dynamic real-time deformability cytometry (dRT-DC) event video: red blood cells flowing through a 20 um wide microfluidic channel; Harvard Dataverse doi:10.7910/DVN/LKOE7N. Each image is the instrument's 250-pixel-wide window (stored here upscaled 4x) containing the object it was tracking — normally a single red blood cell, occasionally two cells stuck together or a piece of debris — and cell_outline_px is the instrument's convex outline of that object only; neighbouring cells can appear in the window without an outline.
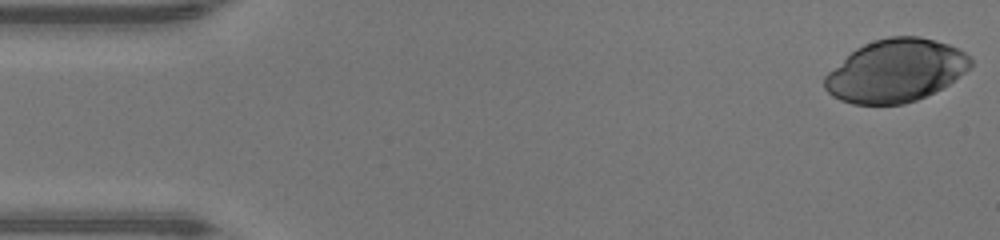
{"species": "human", "species_latin": "Homo sapiens", "temperature_condition": "warm", "stored_images_in_passage": 47, "camera_frame_rate_fps": 3000, "um_per_image_px": 0.085, "donor": {"sex": "male"}, "frame": {"image": 1, "passage_image": 1, "time_ms": 0.0, "image_size_px": [1000, 240], "cell_outline_px": [[972, 68], [948, 84], [916, 100], [904, 104], [852, 104], [840, 100], [832, 96], [824, 88], [824, 76], [828, 72], [856, 48], [864, 44], [888, 36], [920, 36], [948, 44], [964, 52], [972, 60]], "centroid_in_image_um": [76.13, 6.01], "position_along_channel_um": 8.9, "area_um2": 53.12}}
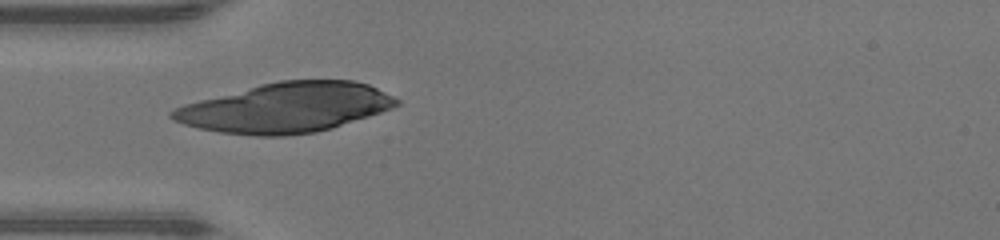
{"frame": {"image": 2, "passage_image": 14, "time_ms": 4.333, "image_size_px": [1000, 240], "cell_outline_px": [[400, 104], [392, 108], [332, 128], [316, 132], [284, 136], [256, 136], [220, 132], [200, 128], [184, 124], [172, 120], [168, 116], [168, 112], [184, 104], [260, 84], [280, 80], [352, 80], [368, 84], [400, 100]], "centroid_in_image_um": [24.27, 9.15], "position_along_channel_um": 60.7, "area_um2": 64.68}}
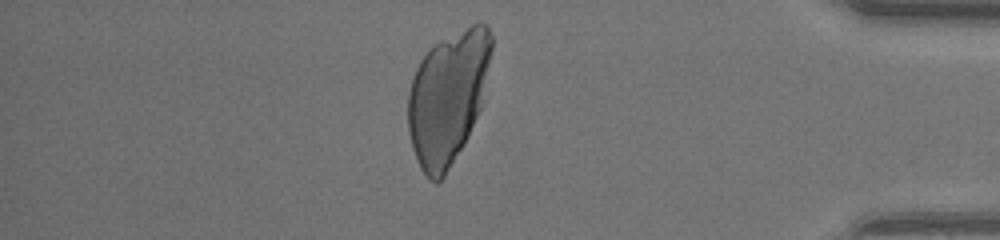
{"frame": {"image": 3, "passage_image": 40, "time_ms": 13.0, "image_size_px": [1000, 240], "cell_outline_px": [[492, 48], [480, 108], [464, 144], [444, 176], [436, 184], [428, 180], [420, 168], [412, 148], [408, 132], [408, 92], [412, 76], [420, 60], [428, 48], [440, 40], [476, 20], [480, 20], [488, 24], [492, 36]], "centroid_in_image_um": [38.05, 8.23], "position_along_channel_um": 397.2, "area_um2": 64.79}}